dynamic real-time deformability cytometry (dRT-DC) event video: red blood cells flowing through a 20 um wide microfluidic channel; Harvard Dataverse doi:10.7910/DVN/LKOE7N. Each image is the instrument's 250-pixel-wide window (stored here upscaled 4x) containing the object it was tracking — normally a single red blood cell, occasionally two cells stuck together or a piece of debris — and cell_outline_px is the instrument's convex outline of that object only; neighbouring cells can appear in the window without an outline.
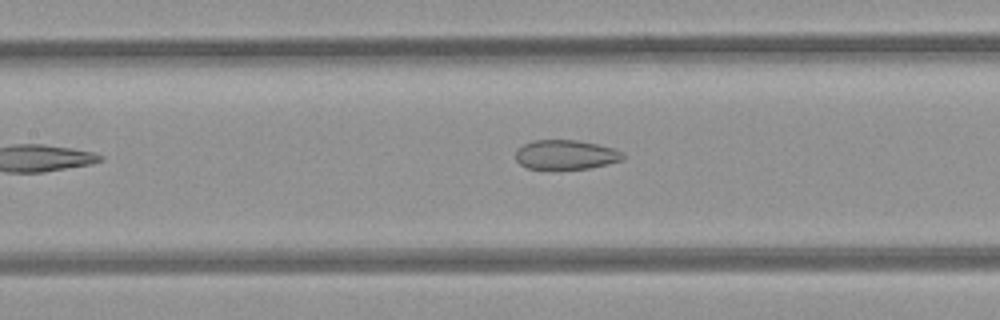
{"species": "common noctule bat (a hibernating species)", "species_latin": "Nyctalus noctula", "temperature_condition": "room temperature", "stored_images_in_passage": 9, "camera_frame_rate_fps": 3000, "um_per_image_px": 0.085, "animal": {"sex": "female", "body_mass_g": 21.9}, "frame": {"image": 1, "passage_image": 7, "time_ms": 2.0, "image_size_px": [1000, 320], "cell_outline_px": [[624, 160], [592, 168], [528, 168], [520, 164], [516, 160], [516, 148], [532, 140], [580, 140], [612, 148], [624, 152]], "centroid_in_image_um": [48.11, 13.13], "position_along_channel_um": 159.3, "area_um2": 18.38}}